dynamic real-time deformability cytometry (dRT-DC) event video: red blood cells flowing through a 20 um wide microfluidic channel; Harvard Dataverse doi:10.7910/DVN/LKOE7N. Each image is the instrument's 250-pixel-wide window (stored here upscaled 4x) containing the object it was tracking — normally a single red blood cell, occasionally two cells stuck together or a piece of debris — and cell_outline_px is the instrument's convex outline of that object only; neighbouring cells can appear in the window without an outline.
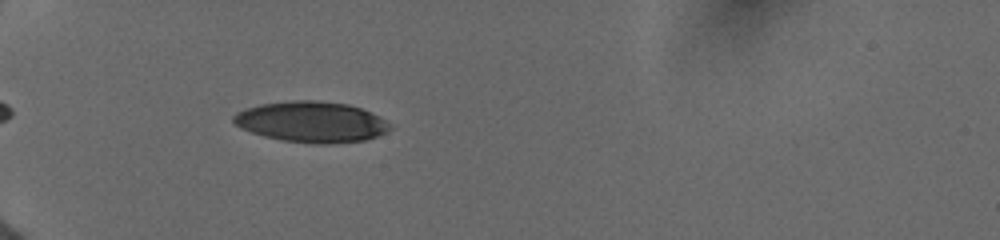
{"species": "human", "species_latin": "Homo sapiens", "temperature_condition": "cold", "stored_images_in_passage": 15, "camera_frame_rate_fps": 3000, "um_per_image_px": 0.085, "donor": {"sex": "female"}, "frame": {"image": 1, "passage_image": 10, "time_ms": 6.333, "image_size_px": [1000, 240], "cell_outline_px": [[392, 128], [376, 136], [364, 140], [284, 140], [264, 136], [240, 128], [232, 120], [232, 116], [236, 112], [260, 104], [296, 100], [316, 100], [348, 104], [360, 108], [380, 116], [392, 124]], "centroid_in_image_um": [26.45, 10.29], "position_along_channel_um": 58.6, "area_um2": 35.78}}
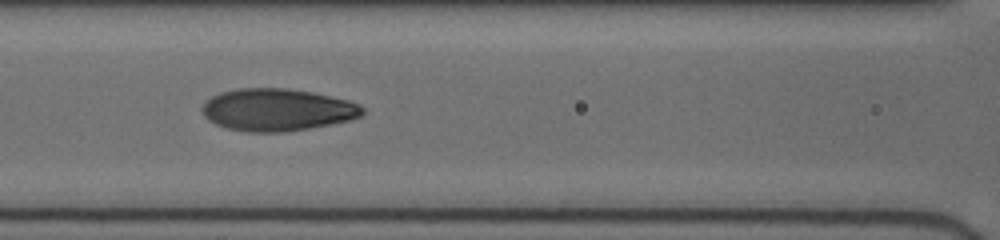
{"frame": {"image": 2, "passage_image": 13, "time_ms": 9.0, "image_size_px": [1000, 240], "cell_outline_px": [[364, 112], [360, 116], [348, 120], [332, 124], [284, 132], [244, 132], [228, 128], [216, 124], [208, 120], [204, 116], [200, 108], [212, 96], [220, 92], [240, 88], [288, 88], [312, 92], [348, 100], [360, 104], [364, 108]], "centroid_in_image_um": [23.55, 9.33], "position_along_channel_um": 143.0, "area_um2": 39.54}}
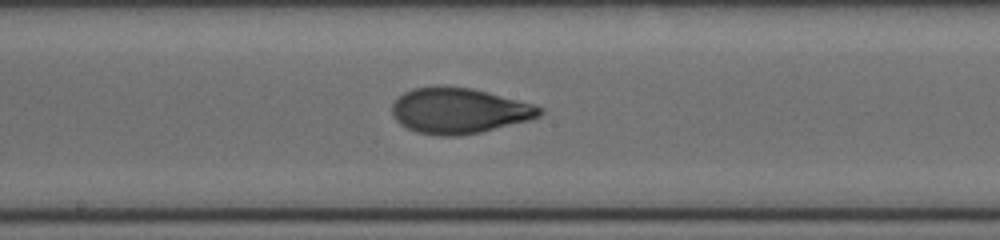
{"frame": {"image": 3, "passage_image": 15, "time_ms": 10.667, "image_size_px": [1000, 240], "cell_outline_px": [[544, 112], [540, 116], [528, 120], [480, 132], [456, 136], [440, 136], [416, 132], [400, 124], [396, 120], [392, 112], [392, 104], [404, 92], [412, 88], [436, 84], [444, 84], [472, 88], [536, 104], [544, 108]], "centroid_in_image_um": [39.02, 9.38], "position_along_channel_um": 209.2, "area_um2": 39.71}}